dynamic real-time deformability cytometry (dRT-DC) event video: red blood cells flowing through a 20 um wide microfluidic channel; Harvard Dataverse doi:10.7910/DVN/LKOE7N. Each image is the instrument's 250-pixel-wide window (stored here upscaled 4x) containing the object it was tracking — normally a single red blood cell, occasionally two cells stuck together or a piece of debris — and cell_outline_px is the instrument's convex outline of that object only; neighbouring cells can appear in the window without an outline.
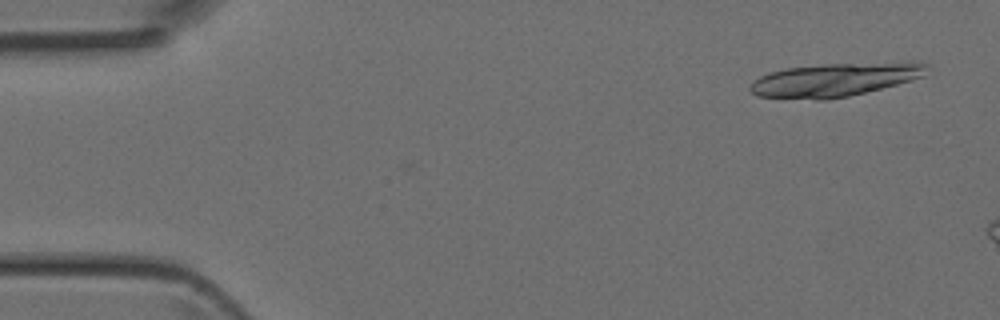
{"species": "Egyptian fruit bat (a non-hibernating species)", "species_latin": "Rousettus aegyptiacus", "temperature_condition": "room temperature", "stored_images_in_passage": 3, "camera_frame_rate_fps": 3000, "um_per_image_px": 0.085, "animal": {"sex": "female"}, "frame": {"image": 1, "passage_image": 3, "time_ms": 0.667, "image_size_px": [1000, 320], "cell_outline_px": [[928, 64], [924, 76], [912, 80], [848, 96], [824, 100], [816, 100], [756, 96], [748, 88], [752, 80], [768, 72], [788, 68], [824, 64], [908, 60], [920, 60]], "centroid_in_image_um": [71.02, 6.74], "position_along_channel_um": 14.0, "area_um2": 35.14}}